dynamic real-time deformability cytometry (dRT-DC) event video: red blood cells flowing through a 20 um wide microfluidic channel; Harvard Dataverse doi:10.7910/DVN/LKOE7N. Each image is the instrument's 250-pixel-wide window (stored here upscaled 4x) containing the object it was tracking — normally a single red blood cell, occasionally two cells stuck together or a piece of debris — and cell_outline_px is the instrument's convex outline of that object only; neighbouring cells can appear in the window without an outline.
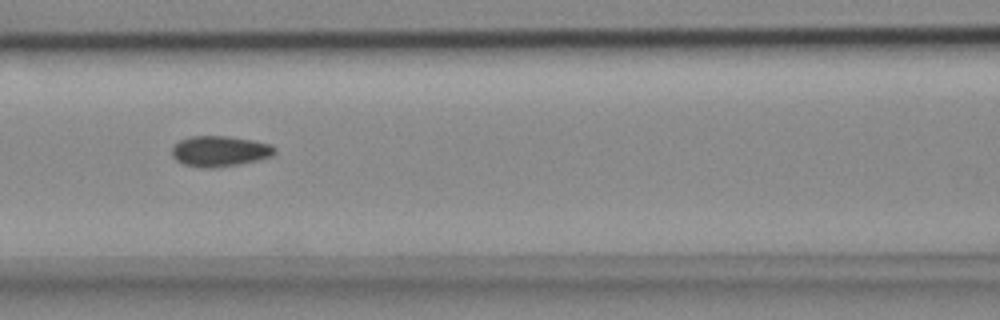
{"species": "common noctule bat (a hibernating species)", "species_latin": "Nyctalus noctula", "temperature_condition": "cold", "stored_images_in_passage": 9, "camera_frame_rate_fps": 3000, "um_per_image_px": 0.085, "animal": {"sex": "female", "body_mass_g": 18.4}, "frame": {"image": 1, "passage_image": 6, "time_ms": 1.667, "image_size_px": [1000, 320], "cell_outline_px": [[276, 152], [272, 156], [240, 164], [216, 168], [204, 168], [184, 164], [176, 160], [172, 156], [172, 148], [180, 140], [192, 136], [228, 136], [252, 140], [272, 144], [276, 148]], "centroid_in_image_um": [18.7, 12.85], "position_along_channel_um": 147.9, "area_um2": 18.38}}
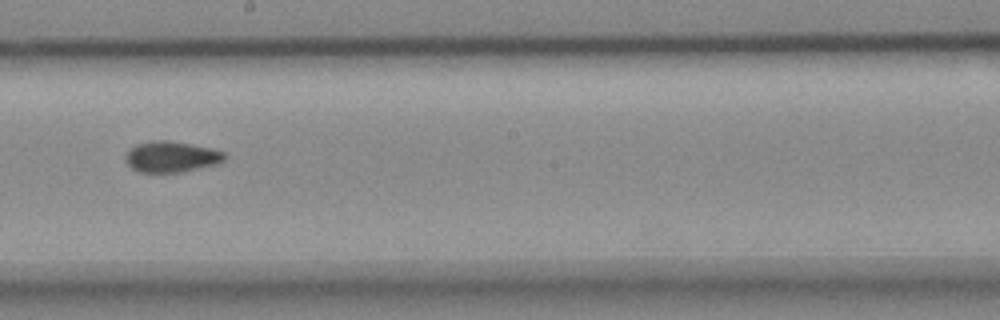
{"frame": {"image": 2, "passage_image": 8, "time_ms": 2.333, "image_size_px": [1000, 320], "cell_outline_px": [[228, 156], [224, 160], [216, 164], [180, 172], [140, 172], [132, 168], [128, 164], [124, 156], [136, 144], [152, 140], [168, 140], [192, 144], [212, 148], [224, 152]], "centroid_in_image_um": [14.58, 13.31], "position_along_channel_um": 233.6, "area_um2": 17.8}}
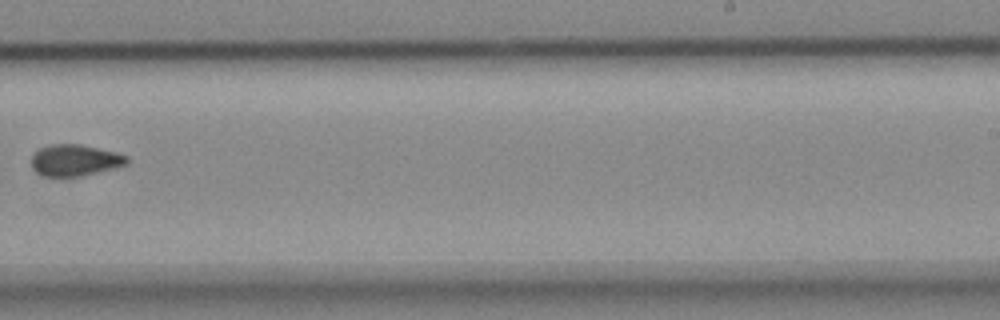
{"frame": {"image": 3, "passage_image": 9, "time_ms": 2.667, "image_size_px": [1000, 320], "cell_outline_px": [[128, 164], [116, 168], [84, 176], [44, 176], [36, 172], [32, 168], [32, 152], [48, 144], [80, 144], [116, 152], [128, 156]], "centroid_in_image_um": [6.37, 13.62], "position_along_channel_um": 282.6, "area_um2": 17.74}}